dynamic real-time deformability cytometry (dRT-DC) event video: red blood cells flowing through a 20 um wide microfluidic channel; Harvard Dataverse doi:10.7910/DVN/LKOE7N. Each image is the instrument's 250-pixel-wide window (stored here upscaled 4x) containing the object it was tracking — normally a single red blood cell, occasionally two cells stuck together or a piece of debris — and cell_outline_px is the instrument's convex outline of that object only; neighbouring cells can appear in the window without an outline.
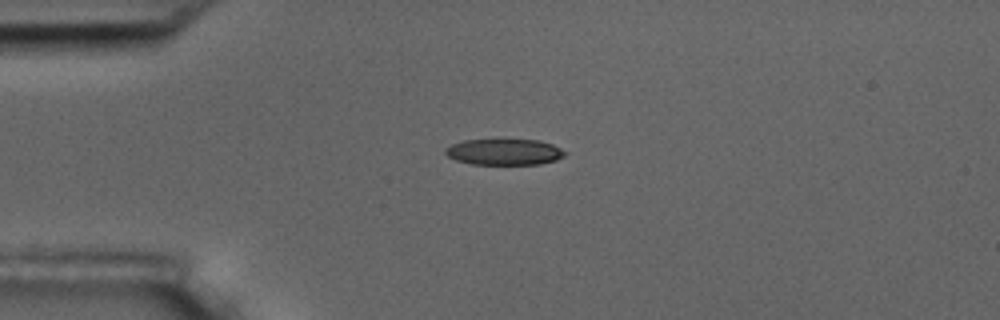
{"species": "common noctule bat (a hibernating species)", "species_latin": "Nyctalus noctula", "temperature_condition": "room temperature", "stored_images_in_passage": 9, "camera_frame_rate_fps": 3000, "um_per_image_px": 0.085, "animal": {"sex": "male", "body_mass_g": 17.5, "forearm_length_mm": 52.3}, "frame": {"image": 1, "passage_image": 3, "time_ms": 2.333, "image_size_px": [1000, 320], "cell_outline_px": [[568, 152], [564, 156], [556, 160], [540, 164], [472, 164], [456, 160], [448, 156], [444, 152], [444, 148], [452, 144], [464, 140], [496, 136], [504, 136], [540, 140], [552, 144]], "centroid_in_image_um": [42.86, 12.84], "position_along_channel_um": 42.1, "area_um2": 19.36}}
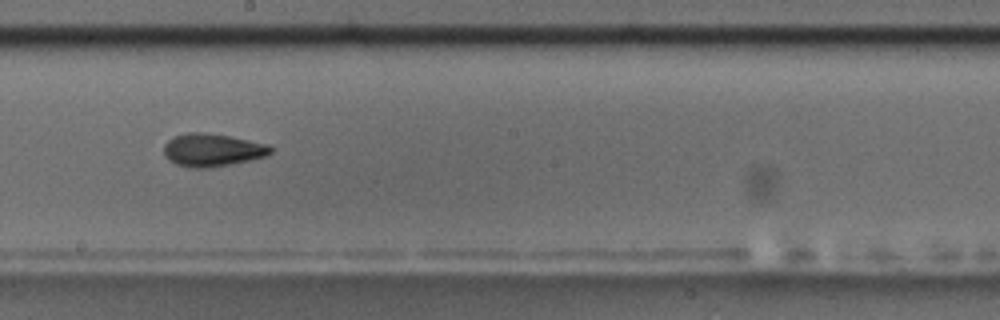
{"frame": {"image": 2, "passage_image": 8, "time_ms": 8.333, "image_size_px": [1000, 320], "cell_outline_px": [[272, 152], [268, 156], [208, 168], [192, 168], [176, 164], [168, 160], [164, 156], [164, 144], [172, 136], [188, 132], [204, 132], [228, 136], [268, 144], [272, 148]], "centroid_in_image_um": [18.01, 12.74], "position_along_channel_um": 230.2, "area_um2": 20.46}}
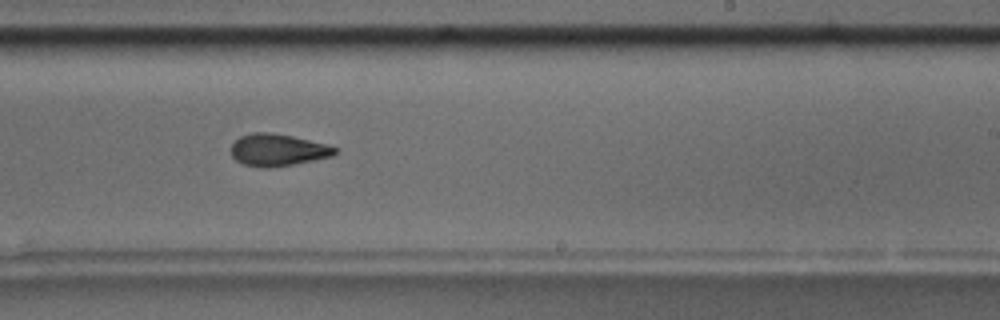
{"frame": {"image": 3, "passage_image": 9, "time_ms": 9.333, "image_size_px": [1000, 320], "cell_outline_px": [[340, 148], [332, 156], [292, 164], [268, 168], [264, 168], [244, 164], [236, 160], [232, 156], [228, 148], [240, 136], [252, 132], [272, 132], [292, 136]], "centroid_in_image_um": [23.56, 12.74], "position_along_channel_um": 265.4, "area_um2": 19.36}}